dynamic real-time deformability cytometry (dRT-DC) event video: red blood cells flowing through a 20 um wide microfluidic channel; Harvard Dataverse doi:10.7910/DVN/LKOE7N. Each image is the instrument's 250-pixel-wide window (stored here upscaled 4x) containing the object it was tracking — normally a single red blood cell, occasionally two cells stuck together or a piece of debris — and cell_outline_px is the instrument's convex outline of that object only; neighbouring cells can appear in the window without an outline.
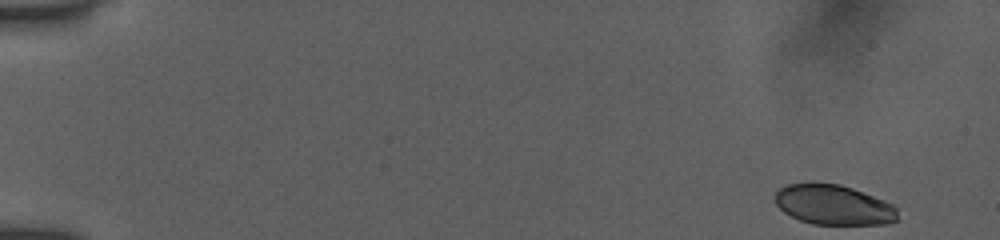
{"species": "human", "species_latin": "Homo sapiens", "temperature_condition": "room temperature", "stored_images_in_passage": 25, "camera_frame_rate_fps": 3000, "um_per_image_px": 0.085, "donor": {"sex": "female"}, "frame": {"image": 1, "passage_image": 1, "time_ms": 0.0, "image_size_px": [1000, 240], "cell_outline_px": [[900, 220], [888, 224], [812, 224], [800, 220], [784, 212], [776, 204], [776, 188], [788, 184], [812, 180], [840, 184], [852, 188], [884, 200], [892, 204], [896, 208]], "centroid_in_image_um": [70.84, 17.38], "position_along_channel_um": 14.2, "area_um2": 29.19}}
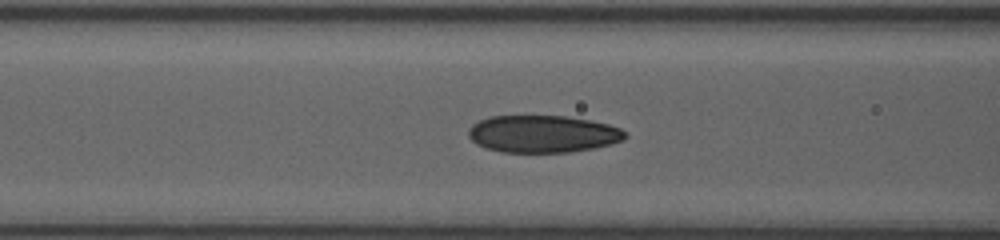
{"frame": {"image": 2, "passage_image": 18, "time_ms": 5.667, "image_size_px": [1000, 240], "cell_outline_px": [[628, 136], [624, 140], [612, 144], [592, 148], [568, 152], [500, 152], [476, 144], [468, 136], [468, 128], [472, 124], [488, 116], [568, 116], [592, 120], [608, 124], [620, 128]], "centroid_in_image_um": [46.14, 11.38], "position_along_channel_um": 120.5, "area_um2": 34.16}}
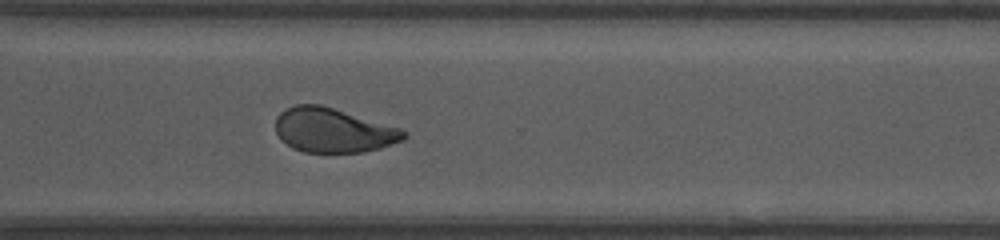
{"frame": {"image": 3, "passage_image": 25, "time_ms": 8.0, "image_size_px": [1000, 240], "cell_outline_px": [[408, 136], [404, 140], [380, 148], [364, 152], [304, 152], [292, 148], [280, 140], [276, 132], [276, 116], [280, 112], [296, 104], [320, 104], [400, 128], [408, 132]], "centroid_in_image_um": [28.32, 11.08], "position_along_channel_um": 342.3, "area_um2": 33.23}}